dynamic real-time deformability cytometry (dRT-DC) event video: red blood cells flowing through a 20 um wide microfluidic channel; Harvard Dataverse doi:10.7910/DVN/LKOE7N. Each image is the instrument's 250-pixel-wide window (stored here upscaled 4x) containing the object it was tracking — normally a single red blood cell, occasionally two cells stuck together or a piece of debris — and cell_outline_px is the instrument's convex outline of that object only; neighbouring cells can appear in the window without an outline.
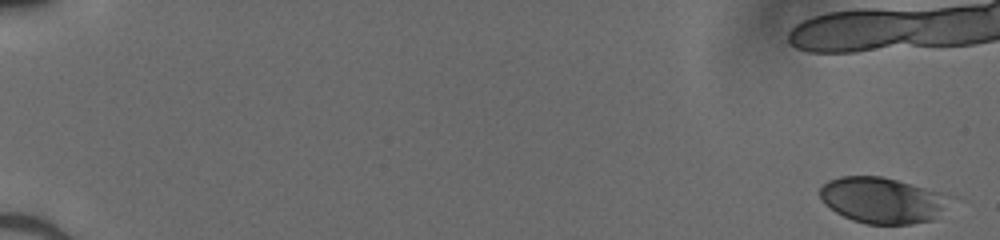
{"species": "human", "species_latin": "Homo sapiens", "temperature_condition": "cold", "stored_images_in_passage": 43, "camera_frame_rate_fps": 3000, "um_per_image_px": 0.085, "donor": {"sex": "male"}, "frame": {"image": 1, "passage_image": 1, "time_ms": 0.0, "image_size_px": [1000, 240], "cell_outline_px": [[956, 196], [936, 220], [912, 224], [868, 224], [852, 220], [836, 212], [824, 204], [820, 196], [820, 188], [828, 180], [840, 176], [880, 176], [896, 180]], "centroid_in_image_um": [75.07, 17.03], "position_along_channel_um": 9.9, "area_um2": 35.2}}